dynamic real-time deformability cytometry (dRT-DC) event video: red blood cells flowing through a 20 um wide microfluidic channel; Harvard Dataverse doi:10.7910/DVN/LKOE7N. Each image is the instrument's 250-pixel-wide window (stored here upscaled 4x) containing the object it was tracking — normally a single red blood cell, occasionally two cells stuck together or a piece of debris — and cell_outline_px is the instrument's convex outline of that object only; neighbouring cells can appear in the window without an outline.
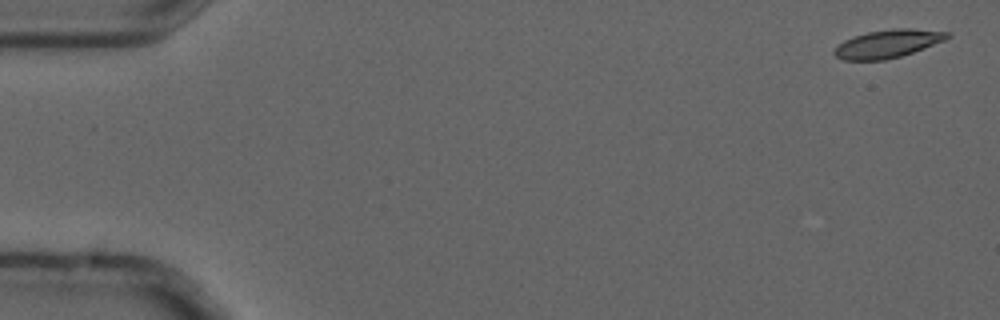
{"species": "common noctule bat (a hibernating species)", "species_latin": "Nyctalus noctula", "temperature_condition": "cold", "stored_images_in_passage": 4, "camera_frame_rate_fps": 3000, "um_per_image_px": 0.085, "animal": {"sex": "male", "forearm_length_mm": 52.5}, "frame": {"image": 1, "passage_image": 1, "time_ms": 0.0, "image_size_px": [1000, 320], "cell_outline_px": [[952, 36], [944, 40], [912, 52], [900, 56], [884, 60], [844, 60], [836, 56], [832, 52], [844, 40], [852, 36], [868, 32], [892, 28], [912, 28], [952, 32]], "centroid_in_image_um": [75.47, 3.7], "position_along_channel_um": 9.5, "area_um2": 18.44}}